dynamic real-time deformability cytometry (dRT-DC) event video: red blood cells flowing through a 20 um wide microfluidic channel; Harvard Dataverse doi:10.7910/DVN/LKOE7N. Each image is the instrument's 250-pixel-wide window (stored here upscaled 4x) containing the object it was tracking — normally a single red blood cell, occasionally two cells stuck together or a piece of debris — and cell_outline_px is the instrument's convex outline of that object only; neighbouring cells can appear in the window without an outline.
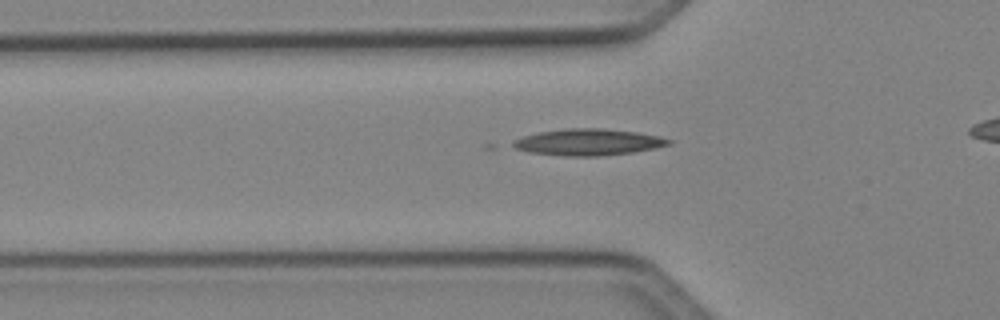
{"species": "Egyptian fruit bat (a non-hibernating species)", "species_latin": "Rousettus aegyptiacus", "temperature_condition": "cold", "stored_images_in_passage": 34, "camera_frame_rate_fps": 3000, "um_per_image_px": 0.085, "animal": {"sex": "female"}, "frame": {"image": 1, "passage_image": 10, "time_ms": 3.0, "image_size_px": [1000, 320], "cell_outline_px": [[672, 144], [656, 148], [632, 152], [600, 156], [564, 156], [528, 152], [516, 148], [508, 144], [512, 140], [524, 136], [540, 132], [564, 128], [604, 128], [636, 132], [660, 136], [672, 140]], "centroid_in_image_um": [49.99, 12.08], "position_along_channel_um": 75.8, "area_um2": 24.22}}
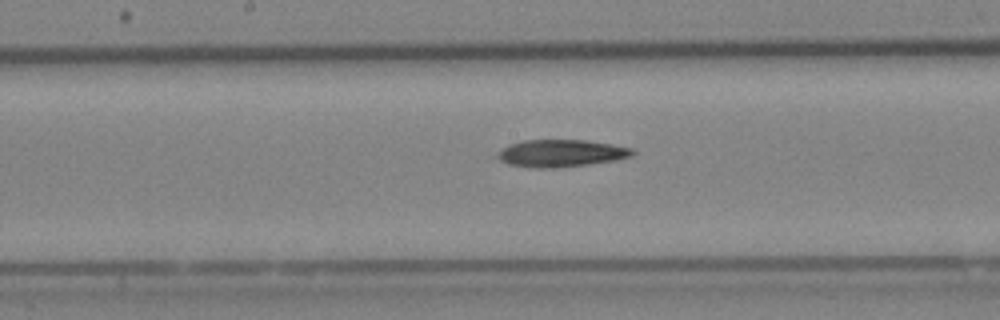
{"frame": {"image": 2, "passage_image": 19, "time_ms": 6.0, "image_size_px": [1000, 320], "cell_outline_px": [[636, 152], [632, 156], [616, 160], [588, 164], [548, 168], [532, 168], [508, 164], [500, 160], [496, 156], [504, 148], [512, 144], [524, 140], [584, 140], [612, 144], [632, 148]], "centroid_in_image_um": [47.72, 13.03], "position_along_channel_um": 200.5, "area_um2": 21.21}}
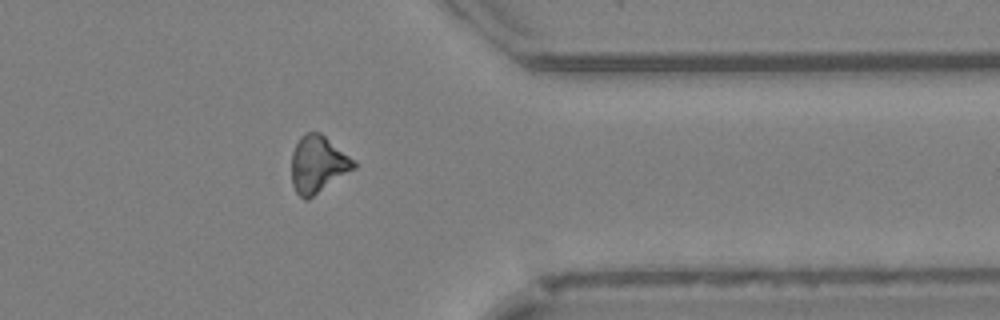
{"frame": {"image": 3, "passage_image": 33, "time_ms": 10.667, "image_size_px": [1000, 320], "cell_outline_px": [[360, 164], [356, 168], [308, 200], [304, 200], [296, 192], [292, 184], [292, 152], [300, 136], [304, 132], [320, 132], [356, 160]], "centroid_in_image_um": [27.05, 13.96], "position_along_channel_um": 384.3, "area_um2": 21.04}}